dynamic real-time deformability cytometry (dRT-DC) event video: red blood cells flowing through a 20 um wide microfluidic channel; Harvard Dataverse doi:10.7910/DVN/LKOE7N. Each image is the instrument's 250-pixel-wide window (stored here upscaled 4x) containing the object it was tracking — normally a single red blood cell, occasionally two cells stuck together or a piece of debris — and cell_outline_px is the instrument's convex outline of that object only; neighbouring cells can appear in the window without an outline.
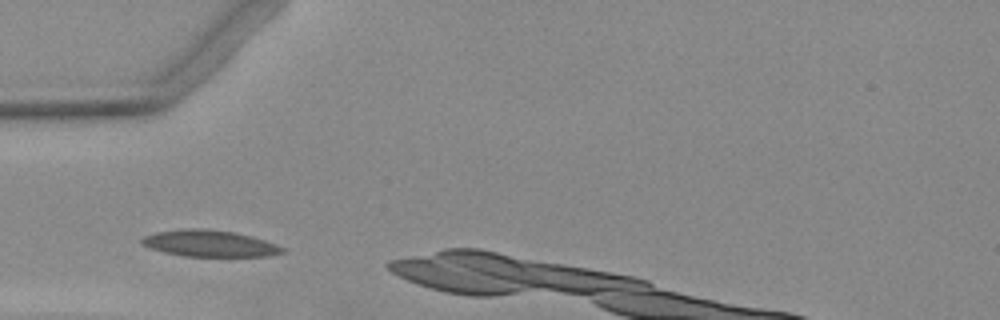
{"species": "Egyptian fruit bat (a non-hibernating species)", "species_latin": "Rousettus aegyptiacus", "temperature_condition": "warm", "stored_images_in_passage": 3, "camera_frame_rate_fps": 3000, "um_per_image_px": 0.085, "animal": {"sex": "female"}, "frame": {"image": 1, "passage_image": 1, "time_ms": 0.0, "image_size_px": [1000, 320], "cell_outline_px": [[284, 252], [272, 256], [184, 256], [164, 252], [148, 248], [140, 244], [140, 240], [144, 236], [156, 232], [188, 228], [200, 228], [232, 232], [252, 236], [276, 244], [284, 248]], "centroid_in_image_um": [17.78, 20.7], "position_along_channel_um": 67.2, "area_um2": 21.68}}